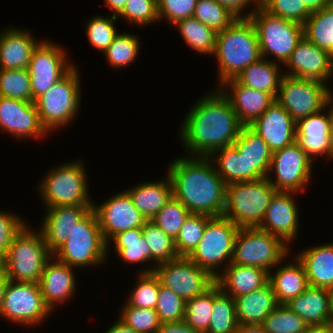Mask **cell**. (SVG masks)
Instances as JSON below:
<instances>
[{"instance_id": "cell-64", "label": "cell", "mask_w": 333, "mask_h": 333, "mask_svg": "<svg viewBox=\"0 0 333 333\" xmlns=\"http://www.w3.org/2000/svg\"><path fill=\"white\" fill-rule=\"evenodd\" d=\"M326 106L330 107V108L328 107V109H329L328 112L330 114V119H331V136H332V140H333V92L330 93Z\"/></svg>"}, {"instance_id": "cell-27", "label": "cell", "mask_w": 333, "mask_h": 333, "mask_svg": "<svg viewBox=\"0 0 333 333\" xmlns=\"http://www.w3.org/2000/svg\"><path fill=\"white\" fill-rule=\"evenodd\" d=\"M39 43L29 31L6 28L0 34V69H28L33 50Z\"/></svg>"}, {"instance_id": "cell-66", "label": "cell", "mask_w": 333, "mask_h": 333, "mask_svg": "<svg viewBox=\"0 0 333 333\" xmlns=\"http://www.w3.org/2000/svg\"><path fill=\"white\" fill-rule=\"evenodd\" d=\"M331 294V323L333 325V289L330 291Z\"/></svg>"}, {"instance_id": "cell-65", "label": "cell", "mask_w": 333, "mask_h": 333, "mask_svg": "<svg viewBox=\"0 0 333 333\" xmlns=\"http://www.w3.org/2000/svg\"><path fill=\"white\" fill-rule=\"evenodd\" d=\"M5 255L0 253V276L5 275Z\"/></svg>"}, {"instance_id": "cell-23", "label": "cell", "mask_w": 333, "mask_h": 333, "mask_svg": "<svg viewBox=\"0 0 333 333\" xmlns=\"http://www.w3.org/2000/svg\"><path fill=\"white\" fill-rule=\"evenodd\" d=\"M92 208L93 205L46 207V215L39 231L51 254L66 242L75 225Z\"/></svg>"}, {"instance_id": "cell-11", "label": "cell", "mask_w": 333, "mask_h": 333, "mask_svg": "<svg viewBox=\"0 0 333 333\" xmlns=\"http://www.w3.org/2000/svg\"><path fill=\"white\" fill-rule=\"evenodd\" d=\"M239 229L240 227L224 216L212 217L204 228L199 244L187 258L216 278L219 275L216 268L226 263V260L224 266H228L232 261Z\"/></svg>"}, {"instance_id": "cell-55", "label": "cell", "mask_w": 333, "mask_h": 333, "mask_svg": "<svg viewBox=\"0 0 333 333\" xmlns=\"http://www.w3.org/2000/svg\"><path fill=\"white\" fill-rule=\"evenodd\" d=\"M25 226L26 223L16 214L0 212V253L7 255L13 239Z\"/></svg>"}, {"instance_id": "cell-5", "label": "cell", "mask_w": 333, "mask_h": 333, "mask_svg": "<svg viewBox=\"0 0 333 333\" xmlns=\"http://www.w3.org/2000/svg\"><path fill=\"white\" fill-rule=\"evenodd\" d=\"M108 248L97 215L91 209L75 225L66 242L52 257L71 267L95 266L105 262Z\"/></svg>"}, {"instance_id": "cell-25", "label": "cell", "mask_w": 333, "mask_h": 333, "mask_svg": "<svg viewBox=\"0 0 333 333\" xmlns=\"http://www.w3.org/2000/svg\"><path fill=\"white\" fill-rule=\"evenodd\" d=\"M73 268L53 257L44 265L39 286L44 302L52 312L55 305L64 303L76 291Z\"/></svg>"}, {"instance_id": "cell-58", "label": "cell", "mask_w": 333, "mask_h": 333, "mask_svg": "<svg viewBox=\"0 0 333 333\" xmlns=\"http://www.w3.org/2000/svg\"><path fill=\"white\" fill-rule=\"evenodd\" d=\"M305 6L311 11H320L324 7L333 4V0H302Z\"/></svg>"}, {"instance_id": "cell-20", "label": "cell", "mask_w": 333, "mask_h": 333, "mask_svg": "<svg viewBox=\"0 0 333 333\" xmlns=\"http://www.w3.org/2000/svg\"><path fill=\"white\" fill-rule=\"evenodd\" d=\"M249 127L263 139L272 152L295 142L296 121L277 101Z\"/></svg>"}, {"instance_id": "cell-49", "label": "cell", "mask_w": 333, "mask_h": 333, "mask_svg": "<svg viewBox=\"0 0 333 333\" xmlns=\"http://www.w3.org/2000/svg\"><path fill=\"white\" fill-rule=\"evenodd\" d=\"M124 305L120 312V321L138 333H157L161 321L155 309L137 308L126 303Z\"/></svg>"}, {"instance_id": "cell-29", "label": "cell", "mask_w": 333, "mask_h": 333, "mask_svg": "<svg viewBox=\"0 0 333 333\" xmlns=\"http://www.w3.org/2000/svg\"><path fill=\"white\" fill-rule=\"evenodd\" d=\"M222 272L215 278L216 283L232 298L248 294L269 281V272L257 267L230 263Z\"/></svg>"}, {"instance_id": "cell-60", "label": "cell", "mask_w": 333, "mask_h": 333, "mask_svg": "<svg viewBox=\"0 0 333 333\" xmlns=\"http://www.w3.org/2000/svg\"><path fill=\"white\" fill-rule=\"evenodd\" d=\"M305 333H333L332 323L308 325Z\"/></svg>"}, {"instance_id": "cell-56", "label": "cell", "mask_w": 333, "mask_h": 333, "mask_svg": "<svg viewBox=\"0 0 333 333\" xmlns=\"http://www.w3.org/2000/svg\"><path fill=\"white\" fill-rule=\"evenodd\" d=\"M217 1L222 6L226 7L237 18H246V15L243 13L241 14V12H243L242 10H244L245 6L251 3L254 4L256 3L254 6L256 7L255 9L262 7V0H217Z\"/></svg>"}, {"instance_id": "cell-52", "label": "cell", "mask_w": 333, "mask_h": 333, "mask_svg": "<svg viewBox=\"0 0 333 333\" xmlns=\"http://www.w3.org/2000/svg\"><path fill=\"white\" fill-rule=\"evenodd\" d=\"M262 8L274 16L302 25L312 14L302 0H262Z\"/></svg>"}, {"instance_id": "cell-24", "label": "cell", "mask_w": 333, "mask_h": 333, "mask_svg": "<svg viewBox=\"0 0 333 333\" xmlns=\"http://www.w3.org/2000/svg\"><path fill=\"white\" fill-rule=\"evenodd\" d=\"M219 86L243 126L251 125L276 101L272 94L246 87L235 78L226 80Z\"/></svg>"}, {"instance_id": "cell-44", "label": "cell", "mask_w": 333, "mask_h": 333, "mask_svg": "<svg viewBox=\"0 0 333 333\" xmlns=\"http://www.w3.org/2000/svg\"><path fill=\"white\" fill-rule=\"evenodd\" d=\"M140 47L137 36L123 32L118 33L104 53L108 60L107 62L118 69L134 62Z\"/></svg>"}, {"instance_id": "cell-31", "label": "cell", "mask_w": 333, "mask_h": 333, "mask_svg": "<svg viewBox=\"0 0 333 333\" xmlns=\"http://www.w3.org/2000/svg\"><path fill=\"white\" fill-rule=\"evenodd\" d=\"M307 325L331 323L330 290L309 286L302 294L285 304Z\"/></svg>"}, {"instance_id": "cell-15", "label": "cell", "mask_w": 333, "mask_h": 333, "mask_svg": "<svg viewBox=\"0 0 333 333\" xmlns=\"http://www.w3.org/2000/svg\"><path fill=\"white\" fill-rule=\"evenodd\" d=\"M64 48L42 41L33 50L29 63L32 102L62 79L75 65L66 61ZM66 57V58H65Z\"/></svg>"}, {"instance_id": "cell-53", "label": "cell", "mask_w": 333, "mask_h": 333, "mask_svg": "<svg viewBox=\"0 0 333 333\" xmlns=\"http://www.w3.org/2000/svg\"><path fill=\"white\" fill-rule=\"evenodd\" d=\"M117 17L142 27L159 21L157 0H127L123 11Z\"/></svg>"}, {"instance_id": "cell-47", "label": "cell", "mask_w": 333, "mask_h": 333, "mask_svg": "<svg viewBox=\"0 0 333 333\" xmlns=\"http://www.w3.org/2000/svg\"><path fill=\"white\" fill-rule=\"evenodd\" d=\"M189 214V210L172 196L151 221L175 240Z\"/></svg>"}, {"instance_id": "cell-42", "label": "cell", "mask_w": 333, "mask_h": 333, "mask_svg": "<svg viewBox=\"0 0 333 333\" xmlns=\"http://www.w3.org/2000/svg\"><path fill=\"white\" fill-rule=\"evenodd\" d=\"M212 217L203 214H189L175 241L179 257H187L202 239L204 228Z\"/></svg>"}, {"instance_id": "cell-1", "label": "cell", "mask_w": 333, "mask_h": 333, "mask_svg": "<svg viewBox=\"0 0 333 333\" xmlns=\"http://www.w3.org/2000/svg\"><path fill=\"white\" fill-rule=\"evenodd\" d=\"M189 111L179 137L191 156L210 157L215 151L232 146L243 127L220 90L204 95Z\"/></svg>"}, {"instance_id": "cell-28", "label": "cell", "mask_w": 333, "mask_h": 333, "mask_svg": "<svg viewBox=\"0 0 333 333\" xmlns=\"http://www.w3.org/2000/svg\"><path fill=\"white\" fill-rule=\"evenodd\" d=\"M238 325H261L279 305L269 281L254 291L234 298Z\"/></svg>"}, {"instance_id": "cell-10", "label": "cell", "mask_w": 333, "mask_h": 333, "mask_svg": "<svg viewBox=\"0 0 333 333\" xmlns=\"http://www.w3.org/2000/svg\"><path fill=\"white\" fill-rule=\"evenodd\" d=\"M288 246L282 239L258 227H240L231 263L270 272L272 267L279 266L288 257Z\"/></svg>"}, {"instance_id": "cell-26", "label": "cell", "mask_w": 333, "mask_h": 333, "mask_svg": "<svg viewBox=\"0 0 333 333\" xmlns=\"http://www.w3.org/2000/svg\"><path fill=\"white\" fill-rule=\"evenodd\" d=\"M233 146L247 161V181L268 177L273 152L249 126H243Z\"/></svg>"}, {"instance_id": "cell-12", "label": "cell", "mask_w": 333, "mask_h": 333, "mask_svg": "<svg viewBox=\"0 0 333 333\" xmlns=\"http://www.w3.org/2000/svg\"><path fill=\"white\" fill-rule=\"evenodd\" d=\"M158 277L160 284L169 288L185 302L204 293L215 282V278L205 269L199 267L187 257L163 262L153 268H146L140 273H152Z\"/></svg>"}, {"instance_id": "cell-30", "label": "cell", "mask_w": 333, "mask_h": 333, "mask_svg": "<svg viewBox=\"0 0 333 333\" xmlns=\"http://www.w3.org/2000/svg\"><path fill=\"white\" fill-rule=\"evenodd\" d=\"M295 257L304 266L309 286L333 289V242L309 247Z\"/></svg>"}, {"instance_id": "cell-46", "label": "cell", "mask_w": 333, "mask_h": 333, "mask_svg": "<svg viewBox=\"0 0 333 333\" xmlns=\"http://www.w3.org/2000/svg\"><path fill=\"white\" fill-rule=\"evenodd\" d=\"M193 17L216 33L223 31L237 18L217 0H197Z\"/></svg>"}, {"instance_id": "cell-4", "label": "cell", "mask_w": 333, "mask_h": 333, "mask_svg": "<svg viewBox=\"0 0 333 333\" xmlns=\"http://www.w3.org/2000/svg\"><path fill=\"white\" fill-rule=\"evenodd\" d=\"M276 192L267 177L227 185L223 216L238 227H258Z\"/></svg>"}, {"instance_id": "cell-38", "label": "cell", "mask_w": 333, "mask_h": 333, "mask_svg": "<svg viewBox=\"0 0 333 333\" xmlns=\"http://www.w3.org/2000/svg\"><path fill=\"white\" fill-rule=\"evenodd\" d=\"M174 26L180 31L186 44L200 54H214L216 43V32L201 23L195 17L180 20Z\"/></svg>"}, {"instance_id": "cell-33", "label": "cell", "mask_w": 333, "mask_h": 333, "mask_svg": "<svg viewBox=\"0 0 333 333\" xmlns=\"http://www.w3.org/2000/svg\"><path fill=\"white\" fill-rule=\"evenodd\" d=\"M295 260V263L294 261L290 262L273 273L269 272V283L278 304L288 303L309 287L303 264L297 257Z\"/></svg>"}, {"instance_id": "cell-21", "label": "cell", "mask_w": 333, "mask_h": 333, "mask_svg": "<svg viewBox=\"0 0 333 333\" xmlns=\"http://www.w3.org/2000/svg\"><path fill=\"white\" fill-rule=\"evenodd\" d=\"M297 192L277 191L271 198L265 217L259 229L282 239L289 245L298 231V206L294 201ZM288 242V243H287Z\"/></svg>"}, {"instance_id": "cell-18", "label": "cell", "mask_w": 333, "mask_h": 333, "mask_svg": "<svg viewBox=\"0 0 333 333\" xmlns=\"http://www.w3.org/2000/svg\"><path fill=\"white\" fill-rule=\"evenodd\" d=\"M292 77L317 80L326 83L333 75V56L321 49L305 36L297 43L295 50L284 64Z\"/></svg>"}, {"instance_id": "cell-59", "label": "cell", "mask_w": 333, "mask_h": 333, "mask_svg": "<svg viewBox=\"0 0 333 333\" xmlns=\"http://www.w3.org/2000/svg\"><path fill=\"white\" fill-rule=\"evenodd\" d=\"M105 333H138L118 319Z\"/></svg>"}, {"instance_id": "cell-8", "label": "cell", "mask_w": 333, "mask_h": 333, "mask_svg": "<svg viewBox=\"0 0 333 333\" xmlns=\"http://www.w3.org/2000/svg\"><path fill=\"white\" fill-rule=\"evenodd\" d=\"M26 225L13 239L5 256V275L11 281L39 283L45 263L52 257L42 233Z\"/></svg>"}, {"instance_id": "cell-45", "label": "cell", "mask_w": 333, "mask_h": 333, "mask_svg": "<svg viewBox=\"0 0 333 333\" xmlns=\"http://www.w3.org/2000/svg\"><path fill=\"white\" fill-rule=\"evenodd\" d=\"M213 304V285L204 293L186 301L184 321L200 333H206Z\"/></svg>"}, {"instance_id": "cell-63", "label": "cell", "mask_w": 333, "mask_h": 333, "mask_svg": "<svg viewBox=\"0 0 333 333\" xmlns=\"http://www.w3.org/2000/svg\"><path fill=\"white\" fill-rule=\"evenodd\" d=\"M7 282H8V278L6 277V275L0 276V311L2 308L3 300H4V294H5Z\"/></svg>"}, {"instance_id": "cell-51", "label": "cell", "mask_w": 333, "mask_h": 333, "mask_svg": "<svg viewBox=\"0 0 333 333\" xmlns=\"http://www.w3.org/2000/svg\"><path fill=\"white\" fill-rule=\"evenodd\" d=\"M186 302L160 284L156 312L161 323L184 321Z\"/></svg>"}, {"instance_id": "cell-7", "label": "cell", "mask_w": 333, "mask_h": 333, "mask_svg": "<svg viewBox=\"0 0 333 333\" xmlns=\"http://www.w3.org/2000/svg\"><path fill=\"white\" fill-rule=\"evenodd\" d=\"M253 22L262 58L269 54L284 64L304 36V25L274 16L262 7L246 14Z\"/></svg>"}, {"instance_id": "cell-43", "label": "cell", "mask_w": 333, "mask_h": 333, "mask_svg": "<svg viewBox=\"0 0 333 333\" xmlns=\"http://www.w3.org/2000/svg\"><path fill=\"white\" fill-rule=\"evenodd\" d=\"M261 326L266 333H305L308 325L285 304H279Z\"/></svg>"}, {"instance_id": "cell-17", "label": "cell", "mask_w": 333, "mask_h": 333, "mask_svg": "<svg viewBox=\"0 0 333 333\" xmlns=\"http://www.w3.org/2000/svg\"><path fill=\"white\" fill-rule=\"evenodd\" d=\"M92 209L97 215L99 226L108 246L111 239L119 232L142 228L147 221L124 190L109 197L100 206L93 204Z\"/></svg>"}, {"instance_id": "cell-14", "label": "cell", "mask_w": 333, "mask_h": 333, "mask_svg": "<svg viewBox=\"0 0 333 333\" xmlns=\"http://www.w3.org/2000/svg\"><path fill=\"white\" fill-rule=\"evenodd\" d=\"M52 311L45 304L39 283L8 280L0 316L13 323L41 324Z\"/></svg>"}, {"instance_id": "cell-9", "label": "cell", "mask_w": 333, "mask_h": 333, "mask_svg": "<svg viewBox=\"0 0 333 333\" xmlns=\"http://www.w3.org/2000/svg\"><path fill=\"white\" fill-rule=\"evenodd\" d=\"M82 161L67 162L46 172L38 188L46 207L93 205ZM48 173V174H47Z\"/></svg>"}, {"instance_id": "cell-37", "label": "cell", "mask_w": 333, "mask_h": 333, "mask_svg": "<svg viewBox=\"0 0 333 333\" xmlns=\"http://www.w3.org/2000/svg\"><path fill=\"white\" fill-rule=\"evenodd\" d=\"M116 253L125 263L150 262V249L143 237L142 228L119 232L112 239Z\"/></svg>"}, {"instance_id": "cell-2", "label": "cell", "mask_w": 333, "mask_h": 333, "mask_svg": "<svg viewBox=\"0 0 333 333\" xmlns=\"http://www.w3.org/2000/svg\"><path fill=\"white\" fill-rule=\"evenodd\" d=\"M173 196L191 214L223 216L226 184L217 173L210 157H181L173 160L168 172Z\"/></svg>"}, {"instance_id": "cell-19", "label": "cell", "mask_w": 333, "mask_h": 333, "mask_svg": "<svg viewBox=\"0 0 333 333\" xmlns=\"http://www.w3.org/2000/svg\"><path fill=\"white\" fill-rule=\"evenodd\" d=\"M0 129L16 138H37L48 134L34 102L0 96Z\"/></svg>"}, {"instance_id": "cell-3", "label": "cell", "mask_w": 333, "mask_h": 333, "mask_svg": "<svg viewBox=\"0 0 333 333\" xmlns=\"http://www.w3.org/2000/svg\"><path fill=\"white\" fill-rule=\"evenodd\" d=\"M218 63L219 85L236 78L246 67L262 57L258 35L250 18H236L216 34L214 54Z\"/></svg>"}, {"instance_id": "cell-50", "label": "cell", "mask_w": 333, "mask_h": 333, "mask_svg": "<svg viewBox=\"0 0 333 333\" xmlns=\"http://www.w3.org/2000/svg\"><path fill=\"white\" fill-rule=\"evenodd\" d=\"M117 18L118 17L114 15L110 18L98 15L87 22L86 34L93 47L105 52L119 33L114 26V22Z\"/></svg>"}, {"instance_id": "cell-13", "label": "cell", "mask_w": 333, "mask_h": 333, "mask_svg": "<svg viewBox=\"0 0 333 333\" xmlns=\"http://www.w3.org/2000/svg\"><path fill=\"white\" fill-rule=\"evenodd\" d=\"M327 83L283 75L276 101L297 121L327 108Z\"/></svg>"}, {"instance_id": "cell-61", "label": "cell", "mask_w": 333, "mask_h": 333, "mask_svg": "<svg viewBox=\"0 0 333 333\" xmlns=\"http://www.w3.org/2000/svg\"><path fill=\"white\" fill-rule=\"evenodd\" d=\"M106 5L109 6V9L113 12L112 15L118 16L124 9L125 3L127 0H105Z\"/></svg>"}, {"instance_id": "cell-32", "label": "cell", "mask_w": 333, "mask_h": 333, "mask_svg": "<svg viewBox=\"0 0 333 333\" xmlns=\"http://www.w3.org/2000/svg\"><path fill=\"white\" fill-rule=\"evenodd\" d=\"M165 179L140 183L125 190L133 205L147 220H151L173 196L172 182L168 174Z\"/></svg>"}, {"instance_id": "cell-40", "label": "cell", "mask_w": 333, "mask_h": 333, "mask_svg": "<svg viewBox=\"0 0 333 333\" xmlns=\"http://www.w3.org/2000/svg\"><path fill=\"white\" fill-rule=\"evenodd\" d=\"M142 233L150 249V261H154L158 265L179 258L174 239L154 222L147 220L142 227Z\"/></svg>"}, {"instance_id": "cell-39", "label": "cell", "mask_w": 333, "mask_h": 333, "mask_svg": "<svg viewBox=\"0 0 333 333\" xmlns=\"http://www.w3.org/2000/svg\"><path fill=\"white\" fill-rule=\"evenodd\" d=\"M210 158L213 161L216 159L214 166L217 167L216 171L226 186L236 182H247V161L233 145L215 151Z\"/></svg>"}, {"instance_id": "cell-54", "label": "cell", "mask_w": 333, "mask_h": 333, "mask_svg": "<svg viewBox=\"0 0 333 333\" xmlns=\"http://www.w3.org/2000/svg\"><path fill=\"white\" fill-rule=\"evenodd\" d=\"M197 0H157L159 20L164 17L174 25L180 20L193 17Z\"/></svg>"}, {"instance_id": "cell-57", "label": "cell", "mask_w": 333, "mask_h": 333, "mask_svg": "<svg viewBox=\"0 0 333 333\" xmlns=\"http://www.w3.org/2000/svg\"><path fill=\"white\" fill-rule=\"evenodd\" d=\"M157 333H200L185 321L161 323Z\"/></svg>"}, {"instance_id": "cell-35", "label": "cell", "mask_w": 333, "mask_h": 333, "mask_svg": "<svg viewBox=\"0 0 333 333\" xmlns=\"http://www.w3.org/2000/svg\"><path fill=\"white\" fill-rule=\"evenodd\" d=\"M238 326L234 298L225 294L215 282L212 313L206 333H236Z\"/></svg>"}, {"instance_id": "cell-48", "label": "cell", "mask_w": 333, "mask_h": 333, "mask_svg": "<svg viewBox=\"0 0 333 333\" xmlns=\"http://www.w3.org/2000/svg\"><path fill=\"white\" fill-rule=\"evenodd\" d=\"M135 286L126 304L137 308L156 309L160 281L154 272L139 273Z\"/></svg>"}, {"instance_id": "cell-41", "label": "cell", "mask_w": 333, "mask_h": 333, "mask_svg": "<svg viewBox=\"0 0 333 333\" xmlns=\"http://www.w3.org/2000/svg\"><path fill=\"white\" fill-rule=\"evenodd\" d=\"M0 96L32 102L28 69H0Z\"/></svg>"}, {"instance_id": "cell-22", "label": "cell", "mask_w": 333, "mask_h": 333, "mask_svg": "<svg viewBox=\"0 0 333 333\" xmlns=\"http://www.w3.org/2000/svg\"><path fill=\"white\" fill-rule=\"evenodd\" d=\"M311 114L296 121L295 143L312 161L313 155H324L333 158V140L331 136V119L327 111Z\"/></svg>"}, {"instance_id": "cell-6", "label": "cell", "mask_w": 333, "mask_h": 333, "mask_svg": "<svg viewBox=\"0 0 333 333\" xmlns=\"http://www.w3.org/2000/svg\"><path fill=\"white\" fill-rule=\"evenodd\" d=\"M79 71L75 66L35 101L42 126L49 133L75 119L80 108Z\"/></svg>"}, {"instance_id": "cell-36", "label": "cell", "mask_w": 333, "mask_h": 333, "mask_svg": "<svg viewBox=\"0 0 333 333\" xmlns=\"http://www.w3.org/2000/svg\"><path fill=\"white\" fill-rule=\"evenodd\" d=\"M304 36L333 56V4L312 12L304 24Z\"/></svg>"}, {"instance_id": "cell-62", "label": "cell", "mask_w": 333, "mask_h": 333, "mask_svg": "<svg viewBox=\"0 0 333 333\" xmlns=\"http://www.w3.org/2000/svg\"><path fill=\"white\" fill-rule=\"evenodd\" d=\"M236 333H266L261 325H239Z\"/></svg>"}, {"instance_id": "cell-34", "label": "cell", "mask_w": 333, "mask_h": 333, "mask_svg": "<svg viewBox=\"0 0 333 333\" xmlns=\"http://www.w3.org/2000/svg\"><path fill=\"white\" fill-rule=\"evenodd\" d=\"M276 62L261 58L246 67L235 79L246 87L270 93L276 98L284 75Z\"/></svg>"}, {"instance_id": "cell-16", "label": "cell", "mask_w": 333, "mask_h": 333, "mask_svg": "<svg viewBox=\"0 0 333 333\" xmlns=\"http://www.w3.org/2000/svg\"><path fill=\"white\" fill-rule=\"evenodd\" d=\"M312 161L306 153L294 142L273 152L270 172L274 169L275 181L268 175L267 179L277 191H303L310 181Z\"/></svg>"}]
</instances>
